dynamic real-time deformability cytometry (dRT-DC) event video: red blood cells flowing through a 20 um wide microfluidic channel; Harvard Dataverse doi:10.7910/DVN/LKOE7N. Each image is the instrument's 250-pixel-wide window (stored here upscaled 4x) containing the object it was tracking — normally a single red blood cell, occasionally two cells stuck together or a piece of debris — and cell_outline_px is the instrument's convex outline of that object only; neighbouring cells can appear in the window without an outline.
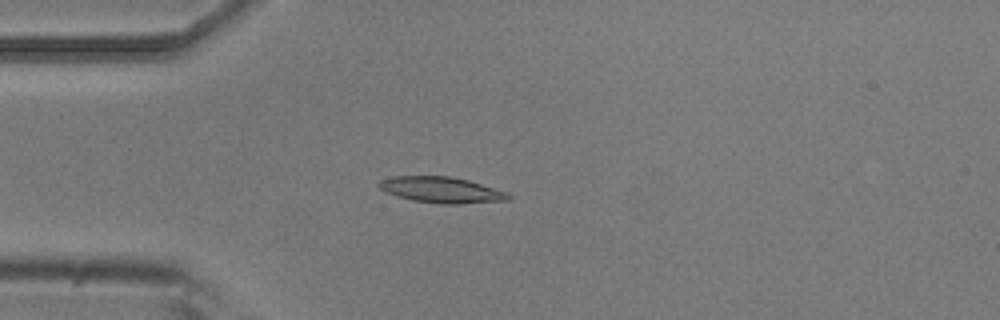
{"species": "common noctule bat (a hibernating species)", "species_latin": "Nyctalus noctula", "temperature_condition": "room temperature", "stored_images_in_passage": 5, "camera_frame_rate_fps": 3000, "um_per_image_px": 0.085, "animal": {"sex": "male", "body_mass_g": 20.5, "forearm_length_mm": 52.5}, "frame": {"image": 1, "passage_image": 4, "time_ms": 1.0, "image_size_px": [1000, 320], "cell_outline_px": [[512, 196], [508, 200], [460, 204], [440, 204], [412, 200], [396, 196], [380, 188], [376, 184], [380, 180], [392, 176], [452, 176], [468, 180], [508, 192]], "centroid_in_image_um": [37.53, 16.14], "position_along_channel_um": 47.5, "area_um2": 19.65}}